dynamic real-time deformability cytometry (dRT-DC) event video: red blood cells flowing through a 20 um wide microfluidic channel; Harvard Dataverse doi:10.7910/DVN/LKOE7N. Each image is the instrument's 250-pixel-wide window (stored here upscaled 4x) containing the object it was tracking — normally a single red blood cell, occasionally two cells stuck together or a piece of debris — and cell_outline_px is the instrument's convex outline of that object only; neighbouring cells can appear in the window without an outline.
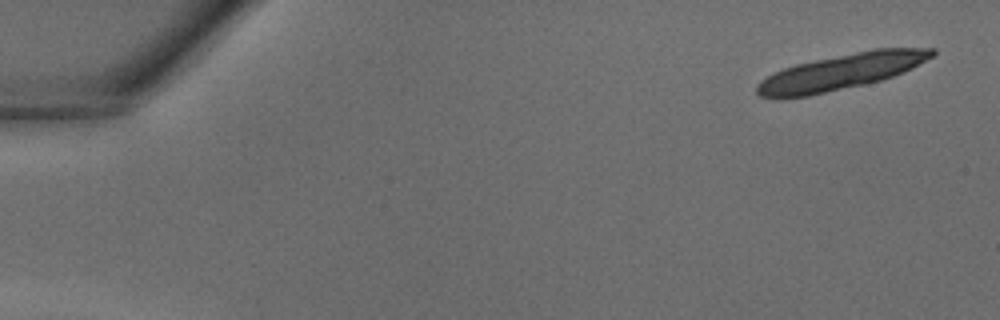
{"species": "common noctule bat (a hibernating species)", "species_latin": "Nyctalus noctula", "temperature_condition": "warm", "stored_images_in_passage": 15, "camera_frame_rate_fps": 3000, "um_per_image_px": 0.085, "animal": {"sex": "male", "body_mass_g": 18.8}, "frame": {"image": 1, "passage_image": 2, "time_ms": 0.333, "image_size_px": [1000, 320], "cell_outline_px": [[936, 52], [932, 56], [912, 68], [904, 72], [880, 80], [864, 84], [808, 96], [760, 96], [756, 92], [756, 84], [760, 80], [784, 68], [796, 64], [872, 48], [936, 48]], "centroid_in_image_um": [71.54, 6.08], "position_along_channel_um": 13.5, "area_um2": 35.78}}